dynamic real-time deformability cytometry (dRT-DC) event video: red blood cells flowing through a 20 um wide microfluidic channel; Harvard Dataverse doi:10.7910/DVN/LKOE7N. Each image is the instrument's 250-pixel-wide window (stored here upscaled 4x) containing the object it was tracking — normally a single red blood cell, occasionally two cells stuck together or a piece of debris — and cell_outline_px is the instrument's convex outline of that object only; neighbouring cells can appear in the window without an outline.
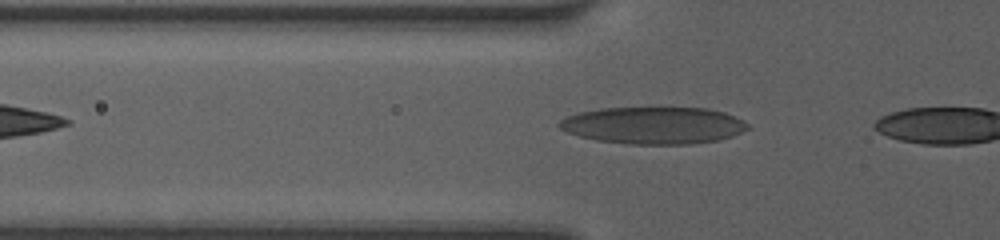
{"species": "human", "species_latin": "Homo sapiens", "temperature_condition": "room temperature", "stored_images_in_passage": 4, "camera_frame_rate_fps": 3000, "um_per_image_px": 0.085, "donor": {"sex": "female"}, "frame": {"image": 1, "passage_image": 3, "time_ms": 0.667, "image_size_px": [1000, 240], "cell_outline_px": [[748, 128], [732, 136], [716, 140], [688, 144], [628, 144], [596, 140], [580, 136], [568, 132], [560, 128], [556, 124], [560, 120], [568, 116], [580, 112], [600, 108], [708, 108], [724, 112], [748, 124]], "centroid_in_image_um": [55.51, 10.65], "position_along_channel_um": 70.3, "area_um2": 40.34}}